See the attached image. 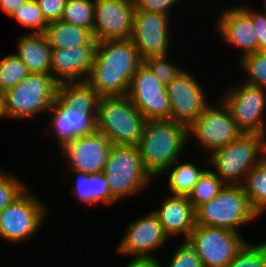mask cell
<instances>
[{
	"label": "cell",
	"instance_id": "cell-42",
	"mask_svg": "<svg viewBox=\"0 0 266 267\" xmlns=\"http://www.w3.org/2000/svg\"><path fill=\"white\" fill-rule=\"evenodd\" d=\"M28 0H0V9L10 17L11 14L21 5Z\"/></svg>",
	"mask_w": 266,
	"mask_h": 267
},
{
	"label": "cell",
	"instance_id": "cell-21",
	"mask_svg": "<svg viewBox=\"0 0 266 267\" xmlns=\"http://www.w3.org/2000/svg\"><path fill=\"white\" fill-rule=\"evenodd\" d=\"M165 198V199H164ZM160 208L152 209L158 217L164 233L170 238L183 236L187 240L196 224L195 209L185 195L164 197Z\"/></svg>",
	"mask_w": 266,
	"mask_h": 267
},
{
	"label": "cell",
	"instance_id": "cell-25",
	"mask_svg": "<svg viewBox=\"0 0 266 267\" xmlns=\"http://www.w3.org/2000/svg\"><path fill=\"white\" fill-rule=\"evenodd\" d=\"M182 158L174 162L168 167L162 174H166L167 171V187L171 195H185L192 191L196 182L207 169L196 166L195 162L189 160L181 161ZM172 167V168H171Z\"/></svg>",
	"mask_w": 266,
	"mask_h": 267
},
{
	"label": "cell",
	"instance_id": "cell-14",
	"mask_svg": "<svg viewBox=\"0 0 266 267\" xmlns=\"http://www.w3.org/2000/svg\"><path fill=\"white\" fill-rule=\"evenodd\" d=\"M127 96L146 120L171 119L166 86L142 63L133 75Z\"/></svg>",
	"mask_w": 266,
	"mask_h": 267
},
{
	"label": "cell",
	"instance_id": "cell-30",
	"mask_svg": "<svg viewBox=\"0 0 266 267\" xmlns=\"http://www.w3.org/2000/svg\"><path fill=\"white\" fill-rule=\"evenodd\" d=\"M94 0H67L62 21L82 28L93 29Z\"/></svg>",
	"mask_w": 266,
	"mask_h": 267
},
{
	"label": "cell",
	"instance_id": "cell-10",
	"mask_svg": "<svg viewBox=\"0 0 266 267\" xmlns=\"http://www.w3.org/2000/svg\"><path fill=\"white\" fill-rule=\"evenodd\" d=\"M241 234L195 224L187 241L195 248L203 267H226L249 242Z\"/></svg>",
	"mask_w": 266,
	"mask_h": 267
},
{
	"label": "cell",
	"instance_id": "cell-9",
	"mask_svg": "<svg viewBox=\"0 0 266 267\" xmlns=\"http://www.w3.org/2000/svg\"><path fill=\"white\" fill-rule=\"evenodd\" d=\"M216 102L209 103L200 117L188 128L189 142L194 138L197 144L201 145V149H206L208 155L205 157L237 140L243 134L224 101L219 98Z\"/></svg>",
	"mask_w": 266,
	"mask_h": 267
},
{
	"label": "cell",
	"instance_id": "cell-16",
	"mask_svg": "<svg viewBox=\"0 0 266 267\" xmlns=\"http://www.w3.org/2000/svg\"><path fill=\"white\" fill-rule=\"evenodd\" d=\"M168 239L158 217L151 210L128 223L126 233L117 244L116 251L119 256L125 257H158L153 251L160 250Z\"/></svg>",
	"mask_w": 266,
	"mask_h": 267
},
{
	"label": "cell",
	"instance_id": "cell-23",
	"mask_svg": "<svg viewBox=\"0 0 266 267\" xmlns=\"http://www.w3.org/2000/svg\"><path fill=\"white\" fill-rule=\"evenodd\" d=\"M45 35L52 49L97 46L93 29L82 28L62 20L48 22Z\"/></svg>",
	"mask_w": 266,
	"mask_h": 267
},
{
	"label": "cell",
	"instance_id": "cell-2",
	"mask_svg": "<svg viewBox=\"0 0 266 267\" xmlns=\"http://www.w3.org/2000/svg\"><path fill=\"white\" fill-rule=\"evenodd\" d=\"M189 144L188 127L171 119L146 120L138 148L145 170L155 180L178 159ZM185 149V150H184Z\"/></svg>",
	"mask_w": 266,
	"mask_h": 267
},
{
	"label": "cell",
	"instance_id": "cell-39",
	"mask_svg": "<svg viewBox=\"0 0 266 267\" xmlns=\"http://www.w3.org/2000/svg\"><path fill=\"white\" fill-rule=\"evenodd\" d=\"M178 2L181 0H135V6L136 10L171 15V10L177 6Z\"/></svg>",
	"mask_w": 266,
	"mask_h": 267
},
{
	"label": "cell",
	"instance_id": "cell-24",
	"mask_svg": "<svg viewBox=\"0 0 266 267\" xmlns=\"http://www.w3.org/2000/svg\"><path fill=\"white\" fill-rule=\"evenodd\" d=\"M56 99L64 106L75 110H97L100 96L86 82L58 84Z\"/></svg>",
	"mask_w": 266,
	"mask_h": 267
},
{
	"label": "cell",
	"instance_id": "cell-11",
	"mask_svg": "<svg viewBox=\"0 0 266 267\" xmlns=\"http://www.w3.org/2000/svg\"><path fill=\"white\" fill-rule=\"evenodd\" d=\"M230 86L221 96L228 106L237 127L244 134L266 136V88L241 82Z\"/></svg>",
	"mask_w": 266,
	"mask_h": 267
},
{
	"label": "cell",
	"instance_id": "cell-41",
	"mask_svg": "<svg viewBox=\"0 0 266 267\" xmlns=\"http://www.w3.org/2000/svg\"><path fill=\"white\" fill-rule=\"evenodd\" d=\"M125 267H163V264L159 257H131Z\"/></svg>",
	"mask_w": 266,
	"mask_h": 267
},
{
	"label": "cell",
	"instance_id": "cell-6",
	"mask_svg": "<svg viewBox=\"0 0 266 267\" xmlns=\"http://www.w3.org/2000/svg\"><path fill=\"white\" fill-rule=\"evenodd\" d=\"M58 84L51 74L30 73L3 93L5 118L34 120L44 115L56 99Z\"/></svg>",
	"mask_w": 266,
	"mask_h": 267
},
{
	"label": "cell",
	"instance_id": "cell-18",
	"mask_svg": "<svg viewBox=\"0 0 266 267\" xmlns=\"http://www.w3.org/2000/svg\"><path fill=\"white\" fill-rule=\"evenodd\" d=\"M237 6H228L220 12L215 22L218 37L230 47L240 50L243 56L257 52V36L251 17L236 3Z\"/></svg>",
	"mask_w": 266,
	"mask_h": 267
},
{
	"label": "cell",
	"instance_id": "cell-4",
	"mask_svg": "<svg viewBox=\"0 0 266 267\" xmlns=\"http://www.w3.org/2000/svg\"><path fill=\"white\" fill-rule=\"evenodd\" d=\"M146 119L127 95L100 96L97 114V131L113 145L138 146Z\"/></svg>",
	"mask_w": 266,
	"mask_h": 267
},
{
	"label": "cell",
	"instance_id": "cell-20",
	"mask_svg": "<svg viewBox=\"0 0 266 267\" xmlns=\"http://www.w3.org/2000/svg\"><path fill=\"white\" fill-rule=\"evenodd\" d=\"M97 46L52 49L51 75L60 84L86 81L95 58Z\"/></svg>",
	"mask_w": 266,
	"mask_h": 267
},
{
	"label": "cell",
	"instance_id": "cell-19",
	"mask_svg": "<svg viewBox=\"0 0 266 267\" xmlns=\"http://www.w3.org/2000/svg\"><path fill=\"white\" fill-rule=\"evenodd\" d=\"M48 112H50L48 124H51L49 129L52 128L51 132L57 139L59 149L79 136L89 135L97 131V110L78 111L71 107H64L55 99Z\"/></svg>",
	"mask_w": 266,
	"mask_h": 267
},
{
	"label": "cell",
	"instance_id": "cell-1",
	"mask_svg": "<svg viewBox=\"0 0 266 267\" xmlns=\"http://www.w3.org/2000/svg\"><path fill=\"white\" fill-rule=\"evenodd\" d=\"M142 63L138 49L130 38L97 42L86 82L99 96H125L133 75Z\"/></svg>",
	"mask_w": 266,
	"mask_h": 267
},
{
	"label": "cell",
	"instance_id": "cell-13",
	"mask_svg": "<svg viewBox=\"0 0 266 267\" xmlns=\"http://www.w3.org/2000/svg\"><path fill=\"white\" fill-rule=\"evenodd\" d=\"M112 146L105 135L96 131L79 136L58 150L64 164H67L64 166L70 171L90 175L103 172Z\"/></svg>",
	"mask_w": 266,
	"mask_h": 267
},
{
	"label": "cell",
	"instance_id": "cell-38",
	"mask_svg": "<svg viewBox=\"0 0 266 267\" xmlns=\"http://www.w3.org/2000/svg\"><path fill=\"white\" fill-rule=\"evenodd\" d=\"M239 6L251 17L257 36V51L266 52V11L264 8L263 11L251 9L244 4Z\"/></svg>",
	"mask_w": 266,
	"mask_h": 267
},
{
	"label": "cell",
	"instance_id": "cell-37",
	"mask_svg": "<svg viewBox=\"0 0 266 267\" xmlns=\"http://www.w3.org/2000/svg\"><path fill=\"white\" fill-rule=\"evenodd\" d=\"M98 202L107 206L117 203L110 193L109 182L103 172L92 174V205H97Z\"/></svg>",
	"mask_w": 266,
	"mask_h": 267
},
{
	"label": "cell",
	"instance_id": "cell-7",
	"mask_svg": "<svg viewBox=\"0 0 266 267\" xmlns=\"http://www.w3.org/2000/svg\"><path fill=\"white\" fill-rule=\"evenodd\" d=\"M196 224L228 229L240 233V228L259 218L250 205L243 185L226 184L210 201L195 210Z\"/></svg>",
	"mask_w": 266,
	"mask_h": 267
},
{
	"label": "cell",
	"instance_id": "cell-32",
	"mask_svg": "<svg viewBox=\"0 0 266 267\" xmlns=\"http://www.w3.org/2000/svg\"><path fill=\"white\" fill-rule=\"evenodd\" d=\"M28 185L15 176L12 171L0 168V212L19 197Z\"/></svg>",
	"mask_w": 266,
	"mask_h": 267
},
{
	"label": "cell",
	"instance_id": "cell-40",
	"mask_svg": "<svg viewBox=\"0 0 266 267\" xmlns=\"http://www.w3.org/2000/svg\"><path fill=\"white\" fill-rule=\"evenodd\" d=\"M47 22L61 20L67 0H36Z\"/></svg>",
	"mask_w": 266,
	"mask_h": 267
},
{
	"label": "cell",
	"instance_id": "cell-17",
	"mask_svg": "<svg viewBox=\"0 0 266 267\" xmlns=\"http://www.w3.org/2000/svg\"><path fill=\"white\" fill-rule=\"evenodd\" d=\"M93 36L97 42L129 39L136 11L133 0H94Z\"/></svg>",
	"mask_w": 266,
	"mask_h": 267
},
{
	"label": "cell",
	"instance_id": "cell-44",
	"mask_svg": "<svg viewBox=\"0 0 266 267\" xmlns=\"http://www.w3.org/2000/svg\"><path fill=\"white\" fill-rule=\"evenodd\" d=\"M264 1V3H263V8H264V10L266 11V0H263Z\"/></svg>",
	"mask_w": 266,
	"mask_h": 267
},
{
	"label": "cell",
	"instance_id": "cell-3",
	"mask_svg": "<svg viewBox=\"0 0 266 267\" xmlns=\"http://www.w3.org/2000/svg\"><path fill=\"white\" fill-rule=\"evenodd\" d=\"M265 157L266 136L243 133L205 159L215 169L211 170L226 184L242 185L247 174Z\"/></svg>",
	"mask_w": 266,
	"mask_h": 267
},
{
	"label": "cell",
	"instance_id": "cell-45",
	"mask_svg": "<svg viewBox=\"0 0 266 267\" xmlns=\"http://www.w3.org/2000/svg\"><path fill=\"white\" fill-rule=\"evenodd\" d=\"M265 267H266V241H265Z\"/></svg>",
	"mask_w": 266,
	"mask_h": 267
},
{
	"label": "cell",
	"instance_id": "cell-8",
	"mask_svg": "<svg viewBox=\"0 0 266 267\" xmlns=\"http://www.w3.org/2000/svg\"><path fill=\"white\" fill-rule=\"evenodd\" d=\"M29 189L0 212V238L10 244L33 239L49 214V206Z\"/></svg>",
	"mask_w": 266,
	"mask_h": 267
},
{
	"label": "cell",
	"instance_id": "cell-28",
	"mask_svg": "<svg viewBox=\"0 0 266 267\" xmlns=\"http://www.w3.org/2000/svg\"><path fill=\"white\" fill-rule=\"evenodd\" d=\"M239 68L247 74L243 83L266 88V52L257 51L237 60Z\"/></svg>",
	"mask_w": 266,
	"mask_h": 267
},
{
	"label": "cell",
	"instance_id": "cell-29",
	"mask_svg": "<svg viewBox=\"0 0 266 267\" xmlns=\"http://www.w3.org/2000/svg\"><path fill=\"white\" fill-rule=\"evenodd\" d=\"M29 74L27 67L14 53L0 58V93L13 88Z\"/></svg>",
	"mask_w": 266,
	"mask_h": 267
},
{
	"label": "cell",
	"instance_id": "cell-31",
	"mask_svg": "<svg viewBox=\"0 0 266 267\" xmlns=\"http://www.w3.org/2000/svg\"><path fill=\"white\" fill-rule=\"evenodd\" d=\"M10 17L22 27L29 28L30 33H45L48 25L36 0H28L21 4Z\"/></svg>",
	"mask_w": 266,
	"mask_h": 267
},
{
	"label": "cell",
	"instance_id": "cell-35",
	"mask_svg": "<svg viewBox=\"0 0 266 267\" xmlns=\"http://www.w3.org/2000/svg\"><path fill=\"white\" fill-rule=\"evenodd\" d=\"M181 244L175 248L168 267H203L200 257L197 255L195 248L187 240L180 242ZM164 267V266H163ZM166 267V266H165Z\"/></svg>",
	"mask_w": 266,
	"mask_h": 267
},
{
	"label": "cell",
	"instance_id": "cell-36",
	"mask_svg": "<svg viewBox=\"0 0 266 267\" xmlns=\"http://www.w3.org/2000/svg\"><path fill=\"white\" fill-rule=\"evenodd\" d=\"M73 172V173H72ZM71 174H73V177ZM71 174L67 176V174H60L63 179L69 178L74 181V186L72 185V197H76L78 203L92 206V174H84L81 172L71 171ZM66 175V176H65ZM71 175V176H70ZM71 177V178H70Z\"/></svg>",
	"mask_w": 266,
	"mask_h": 267
},
{
	"label": "cell",
	"instance_id": "cell-5",
	"mask_svg": "<svg viewBox=\"0 0 266 267\" xmlns=\"http://www.w3.org/2000/svg\"><path fill=\"white\" fill-rule=\"evenodd\" d=\"M110 193L117 201L141 195L153 181L145 170L136 145H113L103 170Z\"/></svg>",
	"mask_w": 266,
	"mask_h": 267
},
{
	"label": "cell",
	"instance_id": "cell-43",
	"mask_svg": "<svg viewBox=\"0 0 266 267\" xmlns=\"http://www.w3.org/2000/svg\"><path fill=\"white\" fill-rule=\"evenodd\" d=\"M5 119L3 94L0 93V120Z\"/></svg>",
	"mask_w": 266,
	"mask_h": 267
},
{
	"label": "cell",
	"instance_id": "cell-27",
	"mask_svg": "<svg viewBox=\"0 0 266 267\" xmlns=\"http://www.w3.org/2000/svg\"><path fill=\"white\" fill-rule=\"evenodd\" d=\"M225 185L223 180L210 168H207L188 194V200L196 210L200 205L214 198Z\"/></svg>",
	"mask_w": 266,
	"mask_h": 267
},
{
	"label": "cell",
	"instance_id": "cell-12",
	"mask_svg": "<svg viewBox=\"0 0 266 267\" xmlns=\"http://www.w3.org/2000/svg\"><path fill=\"white\" fill-rule=\"evenodd\" d=\"M188 72L182 69L166 86V91L170 101L171 120L189 128L200 117L210 100L207 99L204 86Z\"/></svg>",
	"mask_w": 266,
	"mask_h": 267
},
{
	"label": "cell",
	"instance_id": "cell-15",
	"mask_svg": "<svg viewBox=\"0 0 266 267\" xmlns=\"http://www.w3.org/2000/svg\"><path fill=\"white\" fill-rule=\"evenodd\" d=\"M170 16L157 12L136 10L131 40L142 60L152 56L169 54L172 37Z\"/></svg>",
	"mask_w": 266,
	"mask_h": 267
},
{
	"label": "cell",
	"instance_id": "cell-33",
	"mask_svg": "<svg viewBox=\"0 0 266 267\" xmlns=\"http://www.w3.org/2000/svg\"><path fill=\"white\" fill-rule=\"evenodd\" d=\"M226 267H265V241L247 242Z\"/></svg>",
	"mask_w": 266,
	"mask_h": 267
},
{
	"label": "cell",
	"instance_id": "cell-34",
	"mask_svg": "<svg viewBox=\"0 0 266 267\" xmlns=\"http://www.w3.org/2000/svg\"><path fill=\"white\" fill-rule=\"evenodd\" d=\"M169 56V54L152 56L143 60V63L164 86H167L183 69L182 66L170 62Z\"/></svg>",
	"mask_w": 266,
	"mask_h": 267
},
{
	"label": "cell",
	"instance_id": "cell-22",
	"mask_svg": "<svg viewBox=\"0 0 266 267\" xmlns=\"http://www.w3.org/2000/svg\"><path fill=\"white\" fill-rule=\"evenodd\" d=\"M14 54L30 73L51 74V52L45 33H25L20 36Z\"/></svg>",
	"mask_w": 266,
	"mask_h": 267
},
{
	"label": "cell",
	"instance_id": "cell-26",
	"mask_svg": "<svg viewBox=\"0 0 266 267\" xmlns=\"http://www.w3.org/2000/svg\"><path fill=\"white\" fill-rule=\"evenodd\" d=\"M242 185L251 207L262 217L266 212V157L247 174Z\"/></svg>",
	"mask_w": 266,
	"mask_h": 267
}]
</instances>
